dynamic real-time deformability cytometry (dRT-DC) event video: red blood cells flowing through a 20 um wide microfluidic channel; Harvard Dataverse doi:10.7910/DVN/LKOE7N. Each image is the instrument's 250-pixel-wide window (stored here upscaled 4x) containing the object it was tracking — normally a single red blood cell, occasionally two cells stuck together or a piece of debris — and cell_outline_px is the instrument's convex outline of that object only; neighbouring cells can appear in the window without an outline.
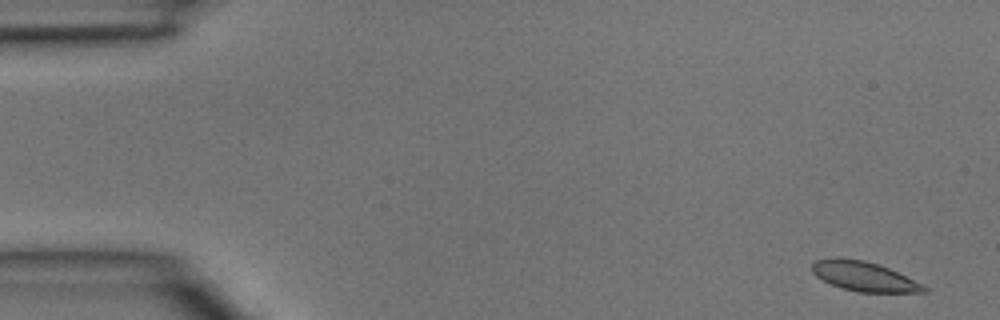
{"species": "common noctule bat (a hibernating species)", "species_latin": "Nyctalus noctula", "temperature_condition": "room temperature", "stored_images_in_passage": 4, "camera_frame_rate_fps": 3000, "um_per_image_px": 0.085, "animal": {"sex": "male", "body_mass_g": 15.6}, "frame": {"image": 1, "passage_image": 1, "time_ms": 0.0, "image_size_px": [1000, 320], "cell_outline_px": [[928, 292], [860, 292], [840, 288], [816, 276], [812, 272], [812, 264], [816, 260], [836, 256], [864, 260], [888, 268], [928, 288]], "centroid_in_image_um": [73.37, 23.48], "position_along_channel_um": 11.6, "area_um2": 19.02}}
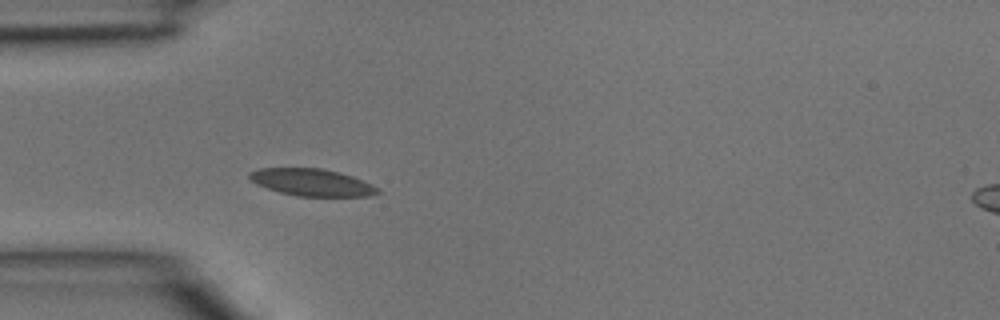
{"frame": {"image": 2, "passage_image": 4, "time_ms": 1.0, "image_size_px": [1000, 320], "cell_outline_px": [[380, 192], [368, 196], [296, 196], [280, 192], [256, 184], [248, 176], [248, 172], [260, 168], [324, 168], [340, 172], [352, 176], [372, 184], [380, 188]], "centroid_in_image_um": [26.52, 15.49], "position_along_channel_um": 58.5, "area_um2": 20.29}}